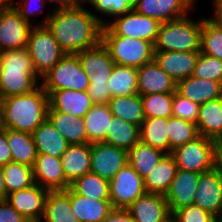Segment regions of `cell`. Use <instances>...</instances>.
<instances>
[{"label":"cell","mask_w":222,"mask_h":222,"mask_svg":"<svg viewBox=\"0 0 222 222\" xmlns=\"http://www.w3.org/2000/svg\"><path fill=\"white\" fill-rule=\"evenodd\" d=\"M80 2L77 6L52 11L42 25H46L65 54H76L101 43L105 20L91 13Z\"/></svg>","instance_id":"cell-1"},{"label":"cell","mask_w":222,"mask_h":222,"mask_svg":"<svg viewBox=\"0 0 222 222\" xmlns=\"http://www.w3.org/2000/svg\"><path fill=\"white\" fill-rule=\"evenodd\" d=\"M5 128L32 134L47 119L49 95L38 85L31 92L0 99Z\"/></svg>","instance_id":"cell-2"},{"label":"cell","mask_w":222,"mask_h":222,"mask_svg":"<svg viewBox=\"0 0 222 222\" xmlns=\"http://www.w3.org/2000/svg\"><path fill=\"white\" fill-rule=\"evenodd\" d=\"M2 74L0 78V99L22 95L38 86V75L27 49L2 51Z\"/></svg>","instance_id":"cell-3"},{"label":"cell","mask_w":222,"mask_h":222,"mask_svg":"<svg viewBox=\"0 0 222 222\" xmlns=\"http://www.w3.org/2000/svg\"><path fill=\"white\" fill-rule=\"evenodd\" d=\"M203 19L195 22L184 16L160 23L154 51L200 52Z\"/></svg>","instance_id":"cell-4"},{"label":"cell","mask_w":222,"mask_h":222,"mask_svg":"<svg viewBox=\"0 0 222 222\" xmlns=\"http://www.w3.org/2000/svg\"><path fill=\"white\" fill-rule=\"evenodd\" d=\"M101 42L116 65L138 68L153 61L154 45L151 42L117 36L107 25L103 26Z\"/></svg>","instance_id":"cell-5"},{"label":"cell","mask_w":222,"mask_h":222,"mask_svg":"<svg viewBox=\"0 0 222 222\" xmlns=\"http://www.w3.org/2000/svg\"><path fill=\"white\" fill-rule=\"evenodd\" d=\"M42 79L41 85L48 95L64 89L87 91L90 85L76 54L64 55Z\"/></svg>","instance_id":"cell-6"},{"label":"cell","mask_w":222,"mask_h":222,"mask_svg":"<svg viewBox=\"0 0 222 222\" xmlns=\"http://www.w3.org/2000/svg\"><path fill=\"white\" fill-rule=\"evenodd\" d=\"M34 69L41 78L66 55L46 25H34L26 47Z\"/></svg>","instance_id":"cell-7"},{"label":"cell","mask_w":222,"mask_h":222,"mask_svg":"<svg viewBox=\"0 0 222 222\" xmlns=\"http://www.w3.org/2000/svg\"><path fill=\"white\" fill-rule=\"evenodd\" d=\"M170 154L180 170L201 174L214 169V141L202 135L174 148Z\"/></svg>","instance_id":"cell-8"},{"label":"cell","mask_w":222,"mask_h":222,"mask_svg":"<svg viewBox=\"0 0 222 222\" xmlns=\"http://www.w3.org/2000/svg\"><path fill=\"white\" fill-rule=\"evenodd\" d=\"M110 201L113 208L126 209L145 194L144 179L127 163L109 181Z\"/></svg>","instance_id":"cell-9"},{"label":"cell","mask_w":222,"mask_h":222,"mask_svg":"<svg viewBox=\"0 0 222 222\" xmlns=\"http://www.w3.org/2000/svg\"><path fill=\"white\" fill-rule=\"evenodd\" d=\"M32 28L13 6H0V51L25 49Z\"/></svg>","instance_id":"cell-10"},{"label":"cell","mask_w":222,"mask_h":222,"mask_svg":"<svg viewBox=\"0 0 222 222\" xmlns=\"http://www.w3.org/2000/svg\"><path fill=\"white\" fill-rule=\"evenodd\" d=\"M159 25L157 20L139 14L134 9L117 16L114 22L107 23L117 36L146 40L153 45L158 35Z\"/></svg>","instance_id":"cell-11"},{"label":"cell","mask_w":222,"mask_h":222,"mask_svg":"<svg viewBox=\"0 0 222 222\" xmlns=\"http://www.w3.org/2000/svg\"><path fill=\"white\" fill-rule=\"evenodd\" d=\"M127 163L128 151L104 142L91 143V173L111 181Z\"/></svg>","instance_id":"cell-12"},{"label":"cell","mask_w":222,"mask_h":222,"mask_svg":"<svg viewBox=\"0 0 222 222\" xmlns=\"http://www.w3.org/2000/svg\"><path fill=\"white\" fill-rule=\"evenodd\" d=\"M194 205L222 222V177L215 169L200 174Z\"/></svg>","instance_id":"cell-13"},{"label":"cell","mask_w":222,"mask_h":222,"mask_svg":"<svg viewBox=\"0 0 222 222\" xmlns=\"http://www.w3.org/2000/svg\"><path fill=\"white\" fill-rule=\"evenodd\" d=\"M48 190L34 184L7 195V202L27 221L41 222Z\"/></svg>","instance_id":"cell-14"},{"label":"cell","mask_w":222,"mask_h":222,"mask_svg":"<svg viewBox=\"0 0 222 222\" xmlns=\"http://www.w3.org/2000/svg\"><path fill=\"white\" fill-rule=\"evenodd\" d=\"M194 4L195 0H136L134 10L164 23L188 16Z\"/></svg>","instance_id":"cell-15"},{"label":"cell","mask_w":222,"mask_h":222,"mask_svg":"<svg viewBox=\"0 0 222 222\" xmlns=\"http://www.w3.org/2000/svg\"><path fill=\"white\" fill-rule=\"evenodd\" d=\"M34 182L48 191L66 190V181L61 159L48 154H37L33 166Z\"/></svg>","instance_id":"cell-16"},{"label":"cell","mask_w":222,"mask_h":222,"mask_svg":"<svg viewBox=\"0 0 222 222\" xmlns=\"http://www.w3.org/2000/svg\"><path fill=\"white\" fill-rule=\"evenodd\" d=\"M199 177V173L177 170L169 191L165 195L171 214L177 209L194 205Z\"/></svg>","instance_id":"cell-17"},{"label":"cell","mask_w":222,"mask_h":222,"mask_svg":"<svg viewBox=\"0 0 222 222\" xmlns=\"http://www.w3.org/2000/svg\"><path fill=\"white\" fill-rule=\"evenodd\" d=\"M200 52L154 51L153 60L176 83L193 76Z\"/></svg>","instance_id":"cell-18"},{"label":"cell","mask_w":222,"mask_h":222,"mask_svg":"<svg viewBox=\"0 0 222 222\" xmlns=\"http://www.w3.org/2000/svg\"><path fill=\"white\" fill-rule=\"evenodd\" d=\"M177 83L156 63L151 61L137 68L138 94L174 93Z\"/></svg>","instance_id":"cell-19"},{"label":"cell","mask_w":222,"mask_h":222,"mask_svg":"<svg viewBox=\"0 0 222 222\" xmlns=\"http://www.w3.org/2000/svg\"><path fill=\"white\" fill-rule=\"evenodd\" d=\"M94 105L87 91L56 90L49 95L48 111L84 117Z\"/></svg>","instance_id":"cell-20"},{"label":"cell","mask_w":222,"mask_h":222,"mask_svg":"<svg viewBox=\"0 0 222 222\" xmlns=\"http://www.w3.org/2000/svg\"><path fill=\"white\" fill-rule=\"evenodd\" d=\"M135 222H164L171 214L165 196L145 193L126 208Z\"/></svg>","instance_id":"cell-21"},{"label":"cell","mask_w":222,"mask_h":222,"mask_svg":"<svg viewBox=\"0 0 222 222\" xmlns=\"http://www.w3.org/2000/svg\"><path fill=\"white\" fill-rule=\"evenodd\" d=\"M60 159L66 181L72 184L76 179L90 173L91 143L69 145Z\"/></svg>","instance_id":"cell-22"},{"label":"cell","mask_w":222,"mask_h":222,"mask_svg":"<svg viewBox=\"0 0 222 222\" xmlns=\"http://www.w3.org/2000/svg\"><path fill=\"white\" fill-rule=\"evenodd\" d=\"M176 91L192 102L202 105L222 97V83L190 76L177 82Z\"/></svg>","instance_id":"cell-23"},{"label":"cell","mask_w":222,"mask_h":222,"mask_svg":"<svg viewBox=\"0 0 222 222\" xmlns=\"http://www.w3.org/2000/svg\"><path fill=\"white\" fill-rule=\"evenodd\" d=\"M177 170L178 167L173 156L170 153H166L144 179L146 193L165 196Z\"/></svg>","instance_id":"cell-24"},{"label":"cell","mask_w":222,"mask_h":222,"mask_svg":"<svg viewBox=\"0 0 222 222\" xmlns=\"http://www.w3.org/2000/svg\"><path fill=\"white\" fill-rule=\"evenodd\" d=\"M70 203L72 212L80 222H102L113 209L110 200L90 199L76 194L71 188Z\"/></svg>","instance_id":"cell-25"},{"label":"cell","mask_w":222,"mask_h":222,"mask_svg":"<svg viewBox=\"0 0 222 222\" xmlns=\"http://www.w3.org/2000/svg\"><path fill=\"white\" fill-rule=\"evenodd\" d=\"M37 154H48L60 158L70 145L46 119L32 133Z\"/></svg>","instance_id":"cell-26"},{"label":"cell","mask_w":222,"mask_h":222,"mask_svg":"<svg viewBox=\"0 0 222 222\" xmlns=\"http://www.w3.org/2000/svg\"><path fill=\"white\" fill-rule=\"evenodd\" d=\"M47 120L71 144L88 143L84 119L58 111H47Z\"/></svg>","instance_id":"cell-27"},{"label":"cell","mask_w":222,"mask_h":222,"mask_svg":"<svg viewBox=\"0 0 222 222\" xmlns=\"http://www.w3.org/2000/svg\"><path fill=\"white\" fill-rule=\"evenodd\" d=\"M42 218L45 222H80L72 212L70 187L48 192Z\"/></svg>","instance_id":"cell-28"},{"label":"cell","mask_w":222,"mask_h":222,"mask_svg":"<svg viewBox=\"0 0 222 222\" xmlns=\"http://www.w3.org/2000/svg\"><path fill=\"white\" fill-rule=\"evenodd\" d=\"M196 125L199 135L211 140L222 137V97L200 105Z\"/></svg>","instance_id":"cell-29"},{"label":"cell","mask_w":222,"mask_h":222,"mask_svg":"<svg viewBox=\"0 0 222 222\" xmlns=\"http://www.w3.org/2000/svg\"><path fill=\"white\" fill-rule=\"evenodd\" d=\"M6 135L12 154V162L33 167L37 151L32 134L6 128Z\"/></svg>","instance_id":"cell-30"},{"label":"cell","mask_w":222,"mask_h":222,"mask_svg":"<svg viewBox=\"0 0 222 222\" xmlns=\"http://www.w3.org/2000/svg\"><path fill=\"white\" fill-rule=\"evenodd\" d=\"M107 105L114 117L137 125L139 127L145 119L140 94L111 97Z\"/></svg>","instance_id":"cell-31"},{"label":"cell","mask_w":222,"mask_h":222,"mask_svg":"<svg viewBox=\"0 0 222 222\" xmlns=\"http://www.w3.org/2000/svg\"><path fill=\"white\" fill-rule=\"evenodd\" d=\"M113 115L107 104H94L83 117L88 143L104 142Z\"/></svg>","instance_id":"cell-32"},{"label":"cell","mask_w":222,"mask_h":222,"mask_svg":"<svg viewBox=\"0 0 222 222\" xmlns=\"http://www.w3.org/2000/svg\"><path fill=\"white\" fill-rule=\"evenodd\" d=\"M140 141V127L112 117L104 143L129 151Z\"/></svg>","instance_id":"cell-33"},{"label":"cell","mask_w":222,"mask_h":222,"mask_svg":"<svg viewBox=\"0 0 222 222\" xmlns=\"http://www.w3.org/2000/svg\"><path fill=\"white\" fill-rule=\"evenodd\" d=\"M76 55L79 57L88 78L95 73H112L116 65L102 42L93 48L76 53Z\"/></svg>","instance_id":"cell-34"},{"label":"cell","mask_w":222,"mask_h":222,"mask_svg":"<svg viewBox=\"0 0 222 222\" xmlns=\"http://www.w3.org/2000/svg\"><path fill=\"white\" fill-rule=\"evenodd\" d=\"M166 153L139 141L128 151V163L145 179Z\"/></svg>","instance_id":"cell-35"},{"label":"cell","mask_w":222,"mask_h":222,"mask_svg":"<svg viewBox=\"0 0 222 222\" xmlns=\"http://www.w3.org/2000/svg\"><path fill=\"white\" fill-rule=\"evenodd\" d=\"M167 118H145L140 126V141L169 153Z\"/></svg>","instance_id":"cell-36"},{"label":"cell","mask_w":222,"mask_h":222,"mask_svg":"<svg viewBox=\"0 0 222 222\" xmlns=\"http://www.w3.org/2000/svg\"><path fill=\"white\" fill-rule=\"evenodd\" d=\"M111 97L131 96L137 91V68L115 65L108 80Z\"/></svg>","instance_id":"cell-37"},{"label":"cell","mask_w":222,"mask_h":222,"mask_svg":"<svg viewBox=\"0 0 222 222\" xmlns=\"http://www.w3.org/2000/svg\"><path fill=\"white\" fill-rule=\"evenodd\" d=\"M70 188L76 194L90 199L110 200L109 181L91 172L76 179Z\"/></svg>","instance_id":"cell-38"},{"label":"cell","mask_w":222,"mask_h":222,"mask_svg":"<svg viewBox=\"0 0 222 222\" xmlns=\"http://www.w3.org/2000/svg\"><path fill=\"white\" fill-rule=\"evenodd\" d=\"M3 173L6 197L10 193L27 189L35 184L33 178V167L10 162L3 165Z\"/></svg>","instance_id":"cell-39"},{"label":"cell","mask_w":222,"mask_h":222,"mask_svg":"<svg viewBox=\"0 0 222 222\" xmlns=\"http://www.w3.org/2000/svg\"><path fill=\"white\" fill-rule=\"evenodd\" d=\"M174 93L142 95L145 118H170L173 116Z\"/></svg>","instance_id":"cell-40"},{"label":"cell","mask_w":222,"mask_h":222,"mask_svg":"<svg viewBox=\"0 0 222 222\" xmlns=\"http://www.w3.org/2000/svg\"><path fill=\"white\" fill-rule=\"evenodd\" d=\"M169 153L199 136L197 125L177 117L167 119Z\"/></svg>","instance_id":"cell-41"},{"label":"cell","mask_w":222,"mask_h":222,"mask_svg":"<svg viewBox=\"0 0 222 222\" xmlns=\"http://www.w3.org/2000/svg\"><path fill=\"white\" fill-rule=\"evenodd\" d=\"M200 52L222 61V28L210 18L202 21Z\"/></svg>","instance_id":"cell-42"},{"label":"cell","mask_w":222,"mask_h":222,"mask_svg":"<svg viewBox=\"0 0 222 222\" xmlns=\"http://www.w3.org/2000/svg\"><path fill=\"white\" fill-rule=\"evenodd\" d=\"M193 76L222 83V61L200 52Z\"/></svg>","instance_id":"cell-43"},{"label":"cell","mask_w":222,"mask_h":222,"mask_svg":"<svg viewBox=\"0 0 222 222\" xmlns=\"http://www.w3.org/2000/svg\"><path fill=\"white\" fill-rule=\"evenodd\" d=\"M112 73H95L90 78L87 93L94 104H107L111 99L108 80Z\"/></svg>","instance_id":"cell-44"},{"label":"cell","mask_w":222,"mask_h":222,"mask_svg":"<svg viewBox=\"0 0 222 222\" xmlns=\"http://www.w3.org/2000/svg\"><path fill=\"white\" fill-rule=\"evenodd\" d=\"M82 3H90L102 14L117 17L134 9L136 0H81Z\"/></svg>","instance_id":"cell-45"},{"label":"cell","mask_w":222,"mask_h":222,"mask_svg":"<svg viewBox=\"0 0 222 222\" xmlns=\"http://www.w3.org/2000/svg\"><path fill=\"white\" fill-rule=\"evenodd\" d=\"M200 105L192 102L180 95L177 91L174 92L173 98V117L196 124L199 117Z\"/></svg>","instance_id":"cell-46"},{"label":"cell","mask_w":222,"mask_h":222,"mask_svg":"<svg viewBox=\"0 0 222 222\" xmlns=\"http://www.w3.org/2000/svg\"><path fill=\"white\" fill-rule=\"evenodd\" d=\"M172 215L178 222H220L214 215L196 205L177 209Z\"/></svg>","instance_id":"cell-47"},{"label":"cell","mask_w":222,"mask_h":222,"mask_svg":"<svg viewBox=\"0 0 222 222\" xmlns=\"http://www.w3.org/2000/svg\"><path fill=\"white\" fill-rule=\"evenodd\" d=\"M0 222H29L7 200H0Z\"/></svg>","instance_id":"cell-48"},{"label":"cell","mask_w":222,"mask_h":222,"mask_svg":"<svg viewBox=\"0 0 222 222\" xmlns=\"http://www.w3.org/2000/svg\"><path fill=\"white\" fill-rule=\"evenodd\" d=\"M21 1L23 4H17L16 5H13V7L18 11V13L20 14V16L25 20L27 21L28 23H30V16L32 14L35 15L34 12L38 13V9L37 8H40V10L42 11L44 9V6H45V2L44 0H36L38 1V3H42L40 6L38 4L39 7L35 9H32V6H30L31 4H29L30 2L28 0H19ZM35 1V0H34ZM35 3V2H34ZM29 5V6H28ZM34 7V6H33ZM35 10V11H34Z\"/></svg>","instance_id":"cell-49"},{"label":"cell","mask_w":222,"mask_h":222,"mask_svg":"<svg viewBox=\"0 0 222 222\" xmlns=\"http://www.w3.org/2000/svg\"><path fill=\"white\" fill-rule=\"evenodd\" d=\"M102 222H135L127 209L113 208Z\"/></svg>","instance_id":"cell-50"},{"label":"cell","mask_w":222,"mask_h":222,"mask_svg":"<svg viewBox=\"0 0 222 222\" xmlns=\"http://www.w3.org/2000/svg\"><path fill=\"white\" fill-rule=\"evenodd\" d=\"M12 162V154L7 141L6 129L0 134V165Z\"/></svg>","instance_id":"cell-51"},{"label":"cell","mask_w":222,"mask_h":222,"mask_svg":"<svg viewBox=\"0 0 222 222\" xmlns=\"http://www.w3.org/2000/svg\"><path fill=\"white\" fill-rule=\"evenodd\" d=\"M214 141V169L222 177V137Z\"/></svg>","instance_id":"cell-52"},{"label":"cell","mask_w":222,"mask_h":222,"mask_svg":"<svg viewBox=\"0 0 222 222\" xmlns=\"http://www.w3.org/2000/svg\"><path fill=\"white\" fill-rule=\"evenodd\" d=\"M46 1L59 4L57 8L53 11L70 9L77 6L81 2V0H44L45 3H47Z\"/></svg>","instance_id":"cell-53"},{"label":"cell","mask_w":222,"mask_h":222,"mask_svg":"<svg viewBox=\"0 0 222 222\" xmlns=\"http://www.w3.org/2000/svg\"><path fill=\"white\" fill-rule=\"evenodd\" d=\"M214 18H210L215 24L222 28V0H214Z\"/></svg>","instance_id":"cell-54"},{"label":"cell","mask_w":222,"mask_h":222,"mask_svg":"<svg viewBox=\"0 0 222 222\" xmlns=\"http://www.w3.org/2000/svg\"><path fill=\"white\" fill-rule=\"evenodd\" d=\"M0 200H6L3 165H0Z\"/></svg>","instance_id":"cell-55"},{"label":"cell","mask_w":222,"mask_h":222,"mask_svg":"<svg viewBox=\"0 0 222 222\" xmlns=\"http://www.w3.org/2000/svg\"><path fill=\"white\" fill-rule=\"evenodd\" d=\"M5 124H4V110L2 103L0 101V134L5 131Z\"/></svg>","instance_id":"cell-56"},{"label":"cell","mask_w":222,"mask_h":222,"mask_svg":"<svg viewBox=\"0 0 222 222\" xmlns=\"http://www.w3.org/2000/svg\"><path fill=\"white\" fill-rule=\"evenodd\" d=\"M12 0H0V6H13L14 4H10Z\"/></svg>","instance_id":"cell-57"},{"label":"cell","mask_w":222,"mask_h":222,"mask_svg":"<svg viewBox=\"0 0 222 222\" xmlns=\"http://www.w3.org/2000/svg\"><path fill=\"white\" fill-rule=\"evenodd\" d=\"M164 222H178L172 214L168 216V218Z\"/></svg>","instance_id":"cell-58"},{"label":"cell","mask_w":222,"mask_h":222,"mask_svg":"<svg viewBox=\"0 0 222 222\" xmlns=\"http://www.w3.org/2000/svg\"><path fill=\"white\" fill-rule=\"evenodd\" d=\"M2 68H3L2 59L0 57V78H1V74H2Z\"/></svg>","instance_id":"cell-59"}]
</instances>
